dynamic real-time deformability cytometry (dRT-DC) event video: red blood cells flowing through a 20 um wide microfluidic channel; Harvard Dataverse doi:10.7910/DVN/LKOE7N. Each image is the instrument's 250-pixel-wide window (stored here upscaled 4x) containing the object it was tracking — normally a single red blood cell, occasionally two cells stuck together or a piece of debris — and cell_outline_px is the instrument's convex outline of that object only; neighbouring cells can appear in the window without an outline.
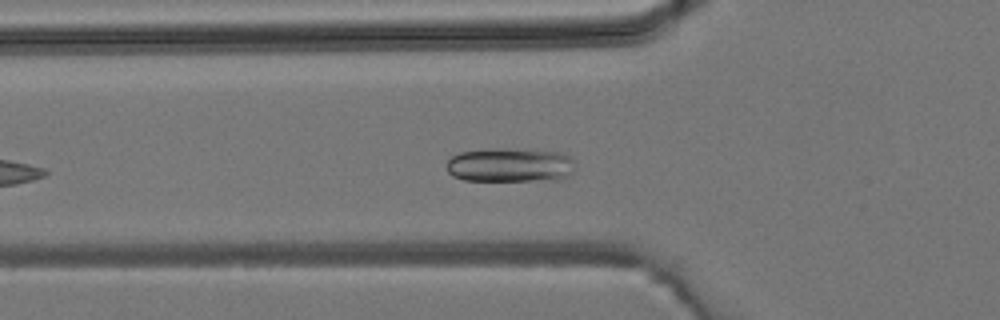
{"species": "common noctule bat (a hibernating species)", "species_latin": "Nyctalus noctula", "temperature_condition": "room temperature", "stored_images_in_passage": 32, "camera_frame_rate_fps": 3000, "um_per_image_px": 0.085, "animal": {"sex": "male", "body_mass_g": 19.2, "forearm_length_mm": 51.8}, "frame": {"image": 1, "passage_image": 6, "time_ms": 1.667, "image_size_px": [1000, 320], "cell_outline_px": [[576, 160], [572, 172], [568, 176], [560, 180], [464, 180], [452, 176], [448, 172], [448, 160], [452, 156], [460, 152], [488, 148], [532, 148], [564, 152], [572, 156]], "centroid_in_image_um": [43.45, 13.99], "position_along_channel_um": 82.4, "area_um2": 26.41}}
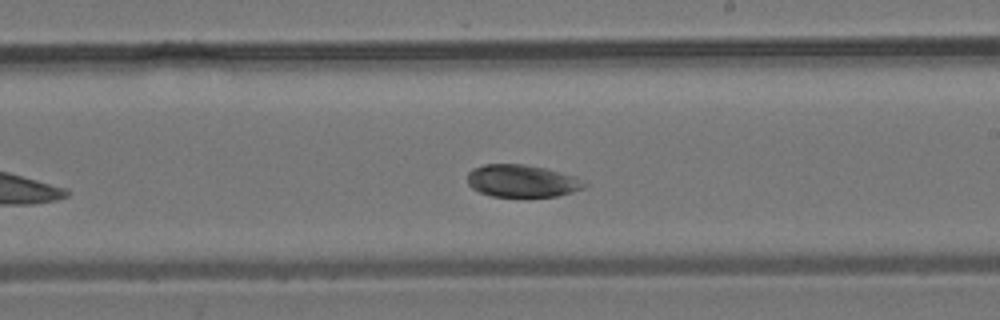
{"frame": {"image": 2, "passage_image": 16, "time_ms": 5.0, "image_size_px": [1000, 320], "cell_outline_px": [[588, 184], [584, 188], [572, 192], [556, 196], [492, 196], [480, 192], [472, 188], [468, 184], [468, 172], [472, 168], [484, 164], [524, 164], [544, 168], [576, 176]], "centroid_in_image_um": [44.37, 15.37], "position_along_channel_um": 244.6, "area_um2": 22.02}}
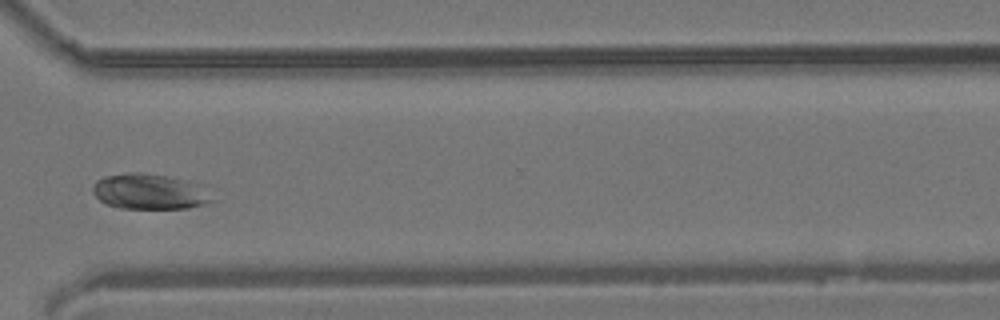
{"frame": {"image": 3, "passage_image": 23, "time_ms": 7.333, "image_size_px": [1000, 320], "cell_outline_px": [[216, 200], [204, 204], [188, 208], [120, 208], [108, 204], [100, 200], [92, 192], [92, 188], [96, 180], [104, 176], [128, 172], [140, 172], [164, 176], [208, 184]], "centroid_in_image_um": [12.82, 16.27], "position_along_channel_um": 357.8, "area_um2": 25.2}}